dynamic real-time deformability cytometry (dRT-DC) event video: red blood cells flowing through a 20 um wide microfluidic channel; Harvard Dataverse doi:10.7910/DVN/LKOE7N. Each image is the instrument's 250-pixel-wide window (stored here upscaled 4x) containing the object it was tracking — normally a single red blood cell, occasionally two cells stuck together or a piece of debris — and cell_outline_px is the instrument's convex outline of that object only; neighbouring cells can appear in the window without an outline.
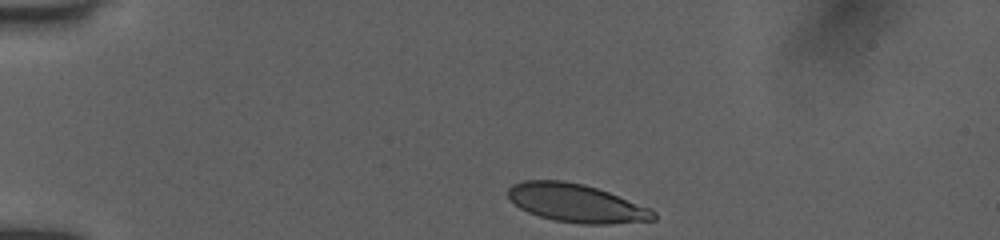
{"species": "human", "species_latin": "Homo sapiens", "temperature_condition": "room temperature", "stored_images_in_passage": 27, "camera_frame_rate_fps": 3000, "um_per_image_px": 0.085, "donor": {"sex": "female"}, "frame": {"image": 1, "passage_image": 1, "time_ms": 0.0, "image_size_px": [1000, 240], "cell_outline_px": [[656, 220], [608, 224], [580, 224], [552, 220], [528, 212], [520, 208], [508, 196], [508, 188], [512, 184], [524, 180], [564, 180], [584, 184], [608, 192], [652, 208], [656, 212]], "centroid_in_image_um": [49.01, 17.27], "position_along_channel_um": 36.0, "area_um2": 32.6}}
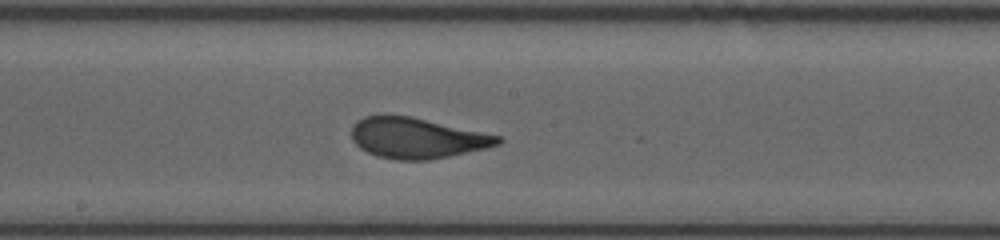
{"frame": {"image": 2, "passage_image": 15, "time_ms": 6.0, "image_size_px": [1000, 240], "cell_outline_px": [[504, 140], [500, 144], [484, 148], [448, 156], [428, 160], [396, 160], [376, 156], [360, 148], [352, 140], [352, 124], [356, 120], [364, 116], [412, 116], [500, 136]], "centroid_in_image_um": [35.41, 11.73], "position_along_channel_um": 212.8, "area_um2": 34.39}}
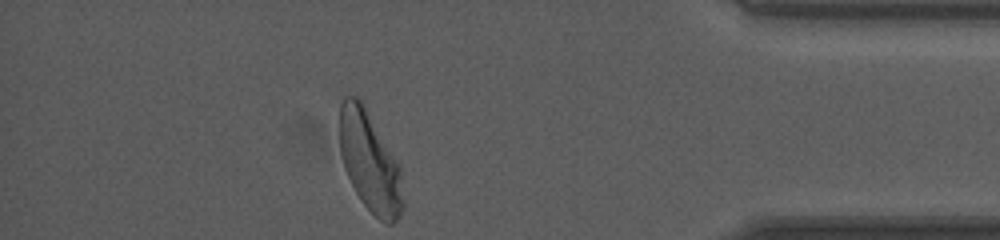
{"frame": {"image": 3, "passage_image": 27, "time_ms": 11.667, "image_size_px": [1000, 240], "cell_outline_px": [[404, 204], [396, 220], [392, 224], [388, 224], [380, 220], [360, 200], [344, 168], [340, 152], [340, 104], [344, 96], [356, 96], [360, 100], [400, 168]], "centroid_in_image_um": [31.41, 13.78], "position_along_channel_um": 403.8, "area_um2": 36.07}, "authors_computed_cell_mechanics": {"area_um2": 34.5066, "velocity_mm_per_s": 3.9612, "shape_relaxation_time_tau1_ms": 3.434, "shape_relaxation_time_tau2_ms": null, "deformation_change_tau1": 0.1716, "deformation_change_tau2": null}}